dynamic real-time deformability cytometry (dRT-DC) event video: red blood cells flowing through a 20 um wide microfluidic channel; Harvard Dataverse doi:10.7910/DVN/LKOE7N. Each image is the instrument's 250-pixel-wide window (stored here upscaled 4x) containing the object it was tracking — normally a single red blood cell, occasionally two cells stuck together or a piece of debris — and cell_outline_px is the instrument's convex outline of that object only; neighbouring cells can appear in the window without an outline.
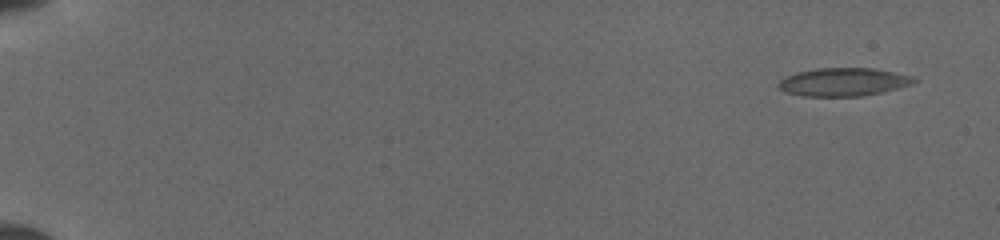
{"species": "common noctule bat (a hibernating species)", "species_latin": "Nyctalus noctula", "temperature_condition": "cold", "stored_images_in_passage": 51, "camera_frame_rate_fps": 3000, "um_per_image_px": 0.085, "animal": {"sex": "female", "body_mass_g": 19.5, "forearm_length_mm": 54.1}, "frame": {"image": 1, "passage_image": 3, "time_ms": 0.667, "image_size_px": [1000, 240], "cell_outline_px": [[916, 80], [912, 84], [880, 92], [860, 96], [804, 96], [784, 92], [776, 84], [784, 76], [796, 72], [816, 68], [872, 68], [912, 76]], "centroid_in_image_um": [71.61, 6.96], "position_along_channel_um": 13.4, "area_um2": 22.08}}
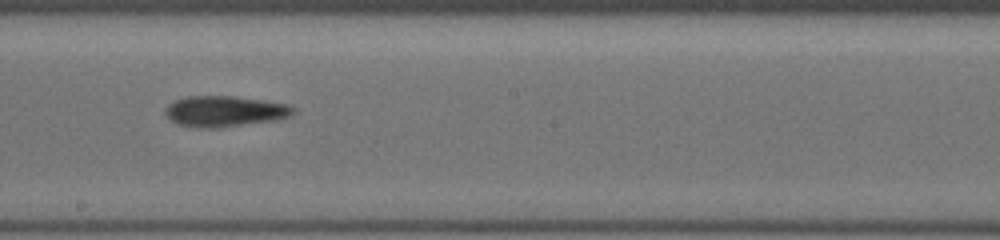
{"frame": {"image": 2, "passage_image": 31, "time_ms": 10.0, "image_size_px": [1000, 240], "cell_outline_px": [[296, 112], [288, 116], [272, 120], [212, 128], [196, 128], [180, 124], [172, 120], [164, 112], [164, 108], [168, 104], [176, 100], [188, 96], [236, 96], [264, 100], [288, 104], [296, 108]], "centroid_in_image_um": [19.09, 9.44], "position_along_channel_um": 229.1, "area_um2": 22.72}}
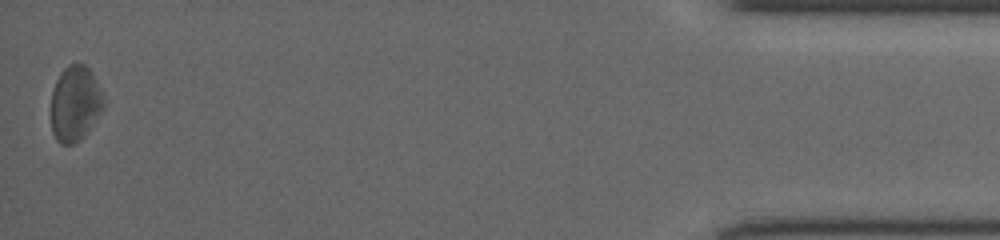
{"frame": {"image": 3, "passage_image": 51, "time_ms": 16.667, "image_size_px": [1000, 240], "cell_outline_px": [[104, 108], [84, 136], [72, 144], [60, 144], [56, 140], [52, 132], [52, 92], [56, 80], [60, 72], [68, 64], [84, 64], [92, 72], [104, 96]], "centroid_in_image_um": [6.39, 8.79], "position_along_channel_um": 428.8, "area_um2": 23.06}}